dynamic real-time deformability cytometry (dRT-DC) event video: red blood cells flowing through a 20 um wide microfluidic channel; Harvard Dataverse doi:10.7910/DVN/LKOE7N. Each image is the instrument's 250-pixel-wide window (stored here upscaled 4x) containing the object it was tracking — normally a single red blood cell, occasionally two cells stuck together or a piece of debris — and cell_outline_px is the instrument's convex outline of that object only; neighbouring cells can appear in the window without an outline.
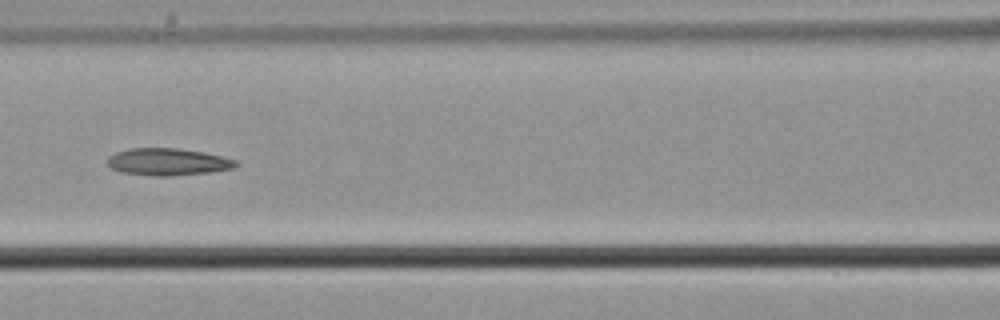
{"species": "common noctule bat (a hibernating species)", "species_latin": "Nyctalus noctula", "temperature_condition": "cold", "stored_images_in_passage": 6, "camera_frame_rate_fps": 3000, "um_per_image_px": 0.085, "animal": {"sex": "male", "body_mass_g": 21.5, "forearm_length_mm": 52.0}, "frame": {"image": 1, "passage_image": 3, "time_ms": 0.667, "image_size_px": [1000, 320], "cell_outline_px": [[240, 164], [232, 168], [212, 172], [168, 176], [152, 176], [120, 172], [112, 168], [108, 164], [108, 156], [116, 152], [132, 148], [176, 148], [204, 152], [236, 160]], "centroid_in_image_um": [14.27, 13.76], "position_along_channel_um": 152.3, "area_um2": 20.29}}
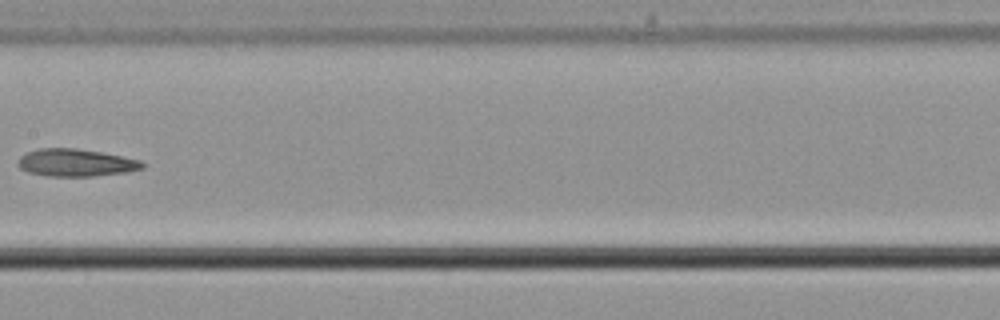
{"frame": {"image": 2, "passage_image": 4, "time_ms": 1.0, "image_size_px": [1000, 320], "cell_outline_px": [[144, 168], [128, 172], [96, 176], [48, 176], [28, 172], [20, 168], [16, 164], [20, 156], [28, 152], [40, 148], [76, 148], [100, 152], [140, 160], [144, 164]], "centroid_in_image_um": [6.43, 13.83], "position_along_channel_um": 201.0, "area_um2": 19.88}}
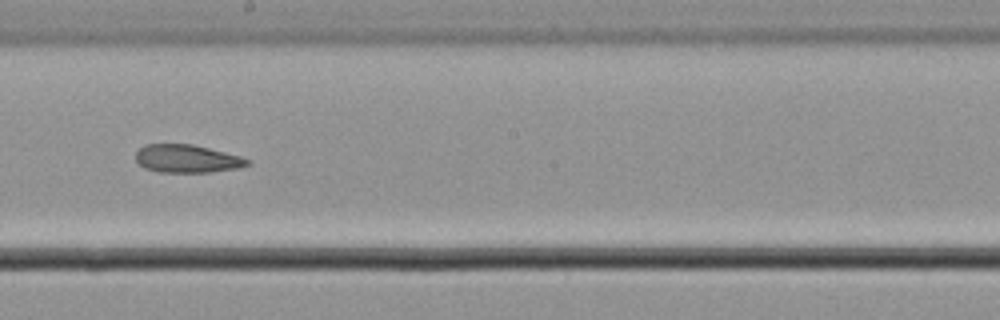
{"frame": {"image": 3, "passage_image": 6, "time_ms": 1.667, "image_size_px": [1000, 320], "cell_outline_px": [[252, 164], [236, 168], [208, 172], [160, 172], [144, 168], [136, 160], [136, 152], [144, 144], [192, 144], [240, 156], [252, 160]], "centroid_in_image_um": [15.9, 13.49], "position_along_channel_um": 232.3, "area_um2": 18.15}}